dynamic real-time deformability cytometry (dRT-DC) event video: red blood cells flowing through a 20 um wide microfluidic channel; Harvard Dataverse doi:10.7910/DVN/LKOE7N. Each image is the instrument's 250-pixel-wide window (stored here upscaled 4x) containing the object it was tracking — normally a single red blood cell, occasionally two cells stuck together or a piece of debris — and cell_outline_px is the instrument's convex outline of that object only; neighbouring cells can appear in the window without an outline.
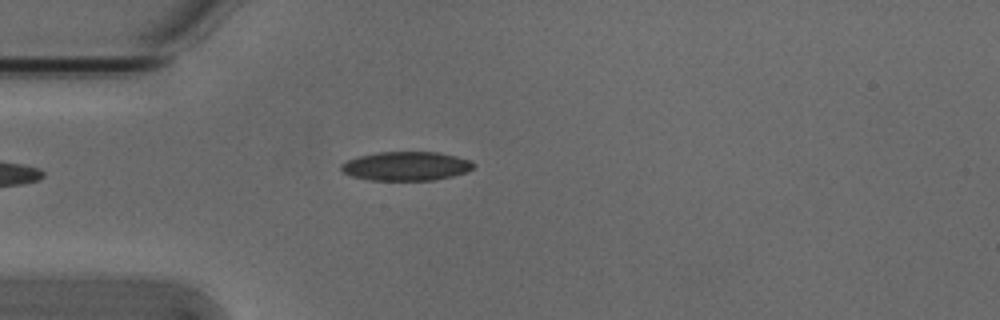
{"species": "Egyptian fruit bat (a non-hibernating species)", "species_latin": "Rousettus aegyptiacus", "temperature_condition": "cold", "stored_images_in_passage": 2, "camera_frame_rate_fps": 3000, "um_per_image_px": 0.085, "animal": {"sex": "male"}, "frame": {"image": 1, "passage_image": 1, "time_ms": 0.0, "image_size_px": [1000, 320], "cell_outline_px": [[476, 164], [472, 168], [464, 172], [452, 176], [432, 180], [372, 180], [352, 176], [344, 172], [340, 168], [340, 164], [348, 160], [360, 156], [380, 152], [440, 152], [456, 156], [468, 160]], "centroid_in_image_um": [34.52, 14.11], "position_along_channel_um": 50.5, "area_um2": 22.08}}